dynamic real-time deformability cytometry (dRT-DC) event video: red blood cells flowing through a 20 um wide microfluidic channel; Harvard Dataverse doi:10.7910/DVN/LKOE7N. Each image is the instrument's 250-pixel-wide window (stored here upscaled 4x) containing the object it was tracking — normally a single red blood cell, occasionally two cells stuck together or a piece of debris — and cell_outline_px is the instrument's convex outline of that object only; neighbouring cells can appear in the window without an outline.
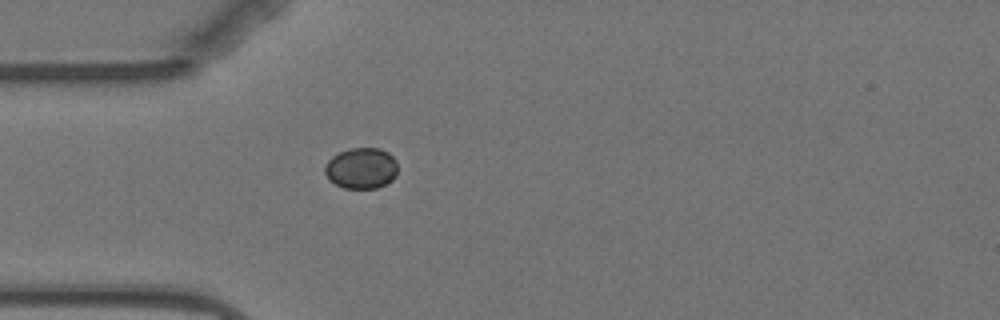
{"species": "Egyptian fruit bat (a non-hibernating species)", "species_latin": "Rousettus aegyptiacus", "temperature_condition": "warm", "stored_images_in_passage": 1, "camera_frame_rate_fps": 3000, "um_per_image_px": 0.085, "animal": {"sex": "female"}, "frame": {"image": 1, "passage_image": 1, "time_ms": 0.0, "image_size_px": [1000, 320], "cell_outline_px": [[396, 176], [392, 180], [376, 188], [344, 188], [328, 180], [324, 172], [324, 168], [328, 160], [332, 156], [348, 148], [380, 148], [388, 152], [396, 160]], "centroid_in_image_um": [30.69, 14.29], "position_along_channel_um": 54.3, "area_um2": 17.46}}